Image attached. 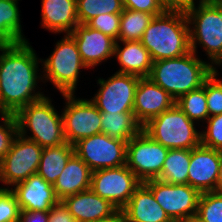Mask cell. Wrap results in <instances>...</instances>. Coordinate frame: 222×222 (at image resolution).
<instances>
[{
	"label": "cell",
	"instance_id": "cell-1",
	"mask_svg": "<svg viewBox=\"0 0 222 222\" xmlns=\"http://www.w3.org/2000/svg\"><path fill=\"white\" fill-rule=\"evenodd\" d=\"M28 41L0 47V114H16L44 97L36 92L39 58ZM35 89V90H34Z\"/></svg>",
	"mask_w": 222,
	"mask_h": 222
},
{
	"label": "cell",
	"instance_id": "cell-2",
	"mask_svg": "<svg viewBox=\"0 0 222 222\" xmlns=\"http://www.w3.org/2000/svg\"><path fill=\"white\" fill-rule=\"evenodd\" d=\"M140 42L152 61L181 57L191 51L185 12L164 11L154 16Z\"/></svg>",
	"mask_w": 222,
	"mask_h": 222
},
{
	"label": "cell",
	"instance_id": "cell-3",
	"mask_svg": "<svg viewBox=\"0 0 222 222\" xmlns=\"http://www.w3.org/2000/svg\"><path fill=\"white\" fill-rule=\"evenodd\" d=\"M212 66L190 51L181 57L153 61L148 78L177 101L182 95L201 87L212 74Z\"/></svg>",
	"mask_w": 222,
	"mask_h": 222
},
{
	"label": "cell",
	"instance_id": "cell-4",
	"mask_svg": "<svg viewBox=\"0 0 222 222\" xmlns=\"http://www.w3.org/2000/svg\"><path fill=\"white\" fill-rule=\"evenodd\" d=\"M51 102L44 96L15 114L18 134L43 148L66 143L62 115L58 114ZM27 130L32 132L31 136L26 135Z\"/></svg>",
	"mask_w": 222,
	"mask_h": 222
},
{
	"label": "cell",
	"instance_id": "cell-5",
	"mask_svg": "<svg viewBox=\"0 0 222 222\" xmlns=\"http://www.w3.org/2000/svg\"><path fill=\"white\" fill-rule=\"evenodd\" d=\"M143 131L154 141L168 149L191 150L201 144V132L185 113L175 104L151 119Z\"/></svg>",
	"mask_w": 222,
	"mask_h": 222
},
{
	"label": "cell",
	"instance_id": "cell-6",
	"mask_svg": "<svg viewBox=\"0 0 222 222\" xmlns=\"http://www.w3.org/2000/svg\"><path fill=\"white\" fill-rule=\"evenodd\" d=\"M189 26L190 48L197 53V43L202 44L211 65L222 59V6L214 2H199L186 12ZM191 25L192 28H191Z\"/></svg>",
	"mask_w": 222,
	"mask_h": 222
},
{
	"label": "cell",
	"instance_id": "cell-7",
	"mask_svg": "<svg viewBox=\"0 0 222 222\" xmlns=\"http://www.w3.org/2000/svg\"><path fill=\"white\" fill-rule=\"evenodd\" d=\"M43 62L44 80L50 82L61 94H75L79 71L87 68L79 54L76 41L70 34L56 43L52 54Z\"/></svg>",
	"mask_w": 222,
	"mask_h": 222
},
{
	"label": "cell",
	"instance_id": "cell-8",
	"mask_svg": "<svg viewBox=\"0 0 222 222\" xmlns=\"http://www.w3.org/2000/svg\"><path fill=\"white\" fill-rule=\"evenodd\" d=\"M74 153L93 171L126 165L127 141L104 133L85 137L73 144Z\"/></svg>",
	"mask_w": 222,
	"mask_h": 222
},
{
	"label": "cell",
	"instance_id": "cell-9",
	"mask_svg": "<svg viewBox=\"0 0 222 222\" xmlns=\"http://www.w3.org/2000/svg\"><path fill=\"white\" fill-rule=\"evenodd\" d=\"M43 147L20 134L14 138L9 152L0 161V181L15 186L38 171Z\"/></svg>",
	"mask_w": 222,
	"mask_h": 222
},
{
	"label": "cell",
	"instance_id": "cell-10",
	"mask_svg": "<svg viewBox=\"0 0 222 222\" xmlns=\"http://www.w3.org/2000/svg\"><path fill=\"white\" fill-rule=\"evenodd\" d=\"M168 151L142 130L127 142L126 165L142 183L158 179Z\"/></svg>",
	"mask_w": 222,
	"mask_h": 222
},
{
	"label": "cell",
	"instance_id": "cell-11",
	"mask_svg": "<svg viewBox=\"0 0 222 222\" xmlns=\"http://www.w3.org/2000/svg\"><path fill=\"white\" fill-rule=\"evenodd\" d=\"M172 221H184L197 214L200 192L188 184H169L158 179L143 183Z\"/></svg>",
	"mask_w": 222,
	"mask_h": 222
},
{
	"label": "cell",
	"instance_id": "cell-12",
	"mask_svg": "<svg viewBox=\"0 0 222 222\" xmlns=\"http://www.w3.org/2000/svg\"><path fill=\"white\" fill-rule=\"evenodd\" d=\"M62 96L67 101L61 114L67 143L73 145L82 138L101 133V112L91 100L77 99L74 94Z\"/></svg>",
	"mask_w": 222,
	"mask_h": 222
},
{
	"label": "cell",
	"instance_id": "cell-13",
	"mask_svg": "<svg viewBox=\"0 0 222 222\" xmlns=\"http://www.w3.org/2000/svg\"><path fill=\"white\" fill-rule=\"evenodd\" d=\"M141 183L127 165H124L93 171L90 189L110 201L118 210H122Z\"/></svg>",
	"mask_w": 222,
	"mask_h": 222
},
{
	"label": "cell",
	"instance_id": "cell-14",
	"mask_svg": "<svg viewBox=\"0 0 222 222\" xmlns=\"http://www.w3.org/2000/svg\"><path fill=\"white\" fill-rule=\"evenodd\" d=\"M140 77L115 73L107 80L98 79L99 91L90 99L101 113H133L135 91Z\"/></svg>",
	"mask_w": 222,
	"mask_h": 222
},
{
	"label": "cell",
	"instance_id": "cell-15",
	"mask_svg": "<svg viewBox=\"0 0 222 222\" xmlns=\"http://www.w3.org/2000/svg\"><path fill=\"white\" fill-rule=\"evenodd\" d=\"M175 104V99L150 78L139 79L135 91L133 113L142 126Z\"/></svg>",
	"mask_w": 222,
	"mask_h": 222
},
{
	"label": "cell",
	"instance_id": "cell-16",
	"mask_svg": "<svg viewBox=\"0 0 222 222\" xmlns=\"http://www.w3.org/2000/svg\"><path fill=\"white\" fill-rule=\"evenodd\" d=\"M222 151L203 146L191 149L187 184L200 193L215 189Z\"/></svg>",
	"mask_w": 222,
	"mask_h": 222
},
{
	"label": "cell",
	"instance_id": "cell-17",
	"mask_svg": "<svg viewBox=\"0 0 222 222\" xmlns=\"http://www.w3.org/2000/svg\"><path fill=\"white\" fill-rule=\"evenodd\" d=\"M87 68L97 66L114 56L116 41L87 24H78L70 33Z\"/></svg>",
	"mask_w": 222,
	"mask_h": 222
},
{
	"label": "cell",
	"instance_id": "cell-18",
	"mask_svg": "<svg viewBox=\"0 0 222 222\" xmlns=\"http://www.w3.org/2000/svg\"><path fill=\"white\" fill-rule=\"evenodd\" d=\"M20 210L49 211L59 199L54 187L37 173L11 188Z\"/></svg>",
	"mask_w": 222,
	"mask_h": 222
},
{
	"label": "cell",
	"instance_id": "cell-19",
	"mask_svg": "<svg viewBox=\"0 0 222 222\" xmlns=\"http://www.w3.org/2000/svg\"><path fill=\"white\" fill-rule=\"evenodd\" d=\"M64 204L77 222H94L113 216L118 208L91 189L65 197Z\"/></svg>",
	"mask_w": 222,
	"mask_h": 222
},
{
	"label": "cell",
	"instance_id": "cell-20",
	"mask_svg": "<svg viewBox=\"0 0 222 222\" xmlns=\"http://www.w3.org/2000/svg\"><path fill=\"white\" fill-rule=\"evenodd\" d=\"M122 212L125 222H172L143 183L134 191Z\"/></svg>",
	"mask_w": 222,
	"mask_h": 222
},
{
	"label": "cell",
	"instance_id": "cell-21",
	"mask_svg": "<svg viewBox=\"0 0 222 222\" xmlns=\"http://www.w3.org/2000/svg\"><path fill=\"white\" fill-rule=\"evenodd\" d=\"M42 27L70 34L79 24L76 0H42Z\"/></svg>",
	"mask_w": 222,
	"mask_h": 222
},
{
	"label": "cell",
	"instance_id": "cell-22",
	"mask_svg": "<svg viewBox=\"0 0 222 222\" xmlns=\"http://www.w3.org/2000/svg\"><path fill=\"white\" fill-rule=\"evenodd\" d=\"M91 175L92 170L74 153L53 184L57 198L63 200L67 196L89 190Z\"/></svg>",
	"mask_w": 222,
	"mask_h": 222
},
{
	"label": "cell",
	"instance_id": "cell-23",
	"mask_svg": "<svg viewBox=\"0 0 222 222\" xmlns=\"http://www.w3.org/2000/svg\"><path fill=\"white\" fill-rule=\"evenodd\" d=\"M118 41L115 43L114 56L117 58L121 68L117 73L132 74L140 78L149 77L153 61L149 51L140 41Z\"/></svg>",
	"mask_w": 222,
	"mask_h": 222
},
{
	"label": "cell",
	"instance_id": "cell-24",
	"mask_svg": "<svg viewBox=\"0 0 222 222\" xmlns=\"http://www.w3.org/2000/svg\"><path fill=\"white\" fill-rule=\"evenodd\" d=\"M73 154L74 147L67 142L58 146L44 147L37 174L53 185Z\"/></svg>",
	"mask_w": 222,
	"mask_h": 222
},
{
	"label": "cell",
	"instance_id": "cell-25",
	"mask_svg": "<svg viewBox=\"0 0 222 222\" xmlns=\"http://www.w3.org/2000/svg\"><path fill=\"white\" fill-rule=\"evenodd\" d=\"M101 120V133L127 142L143 130L134 113H101Z\"/></svg>",
	"mask_w": 222,
	"mask_h": 222
},
{
	"label": "cell",
	"instance_id": "cell-26",
	"mask_svg": "<svg viewBox=\"0 0 222 222\" xmlns=\"http://www.w3.org/2000/svg\"><path fill=\"white\" fill-rule=\"evenodd\" d=\"M18 0H0V44L13 45L28 41L23 37Z\"/></svg>",
	"mask_w": 222,
	"mask_h": 222
},
{
	"label": "cell",
	"instance_id": "cell-27",
	"mask_svg": "<svg viewBox=\"0 0 222 222\" xmlns=\"http://www.w3.org/2000/svg\"><path fill=\"white\" fill-rule=\"evenodd\" d=\"M191 150L169 149L158 180L169 184H187Z\"/></svg>",
	"mask_w": 222,
	"mask_h": 222
},
{
	"label": "cell",
	"instance_id": "cell-28",
	"mask_svg": "<svg viewBox=\"0 0 222 222\" xmlns=\"http://www.w3.org/2000/svg\"><path fill=\"white\" fill-rule=\"evenodd\" d=\"M147 12L125 9L121 13L119 41H140L145 29L153 19Z\"/></svg>",
	"mask_w": 222,
	"mask_h": 222
},
{
	"label": "cell",
	"instance_id": "cell-29",
	"mask_svg": "<svg viewBox=\"0 0 222 222\" xmlns=\"http://www.w3.org/2000/svg\"><path fill=\"white\" fill-rule=\"evenodd\" d=\"M79 24H87L101 14H121L122 0H76Z\"/></svg>",
	"mask_w": 222,
	"mask_h": 222
},
{
	"label": "cell",
	"instance_id": "cell-30",
	"mask_svg": "<svg viewBox=\"0 0 222 222\" xmlns=\"http://www.w3.org/2000/svg\"><path fill=\"white\" fill-rule=\"evenodd\" d=\"M176 105L190 120L194 122L206 121L209 118V114L205 94V81L201 87L182 95L176 101Z\"/></svg>",
	"mask_w": 222,
	"mask_h": 222
},
{
	"label": "cell",
	"instance_id": "cell-31",
	"mask_svg": "<svg viewBox=\"0 0 222 222\" xmlns=\"http://www.w3.org/2000/svg\"><path fill=\"white\" fill-rule=\"evenodd\" d=\"M196 216L204 222H222V195L213 191L201 193Z\"/></svg>",
	"mask_w": 222,
	"mask_h": 222
},
{
	"label": "cell",
	"instance_id": "cell-32",
	"mask_svg": "<svg viewBox=\"0 0 222 222\" xmlns=\"http://www.w3.org/2000/svg\"><path fill=\"white\" fill-rule=\"evenodd\" d=\"M216 67L212 66V74L205 80V94L209 117L222 114V82L217 79Z\"/></svg>",
	"mask_w": 222,
	"mask_h": 222
},
{
	"label": "cell",
	"instance_id": "cell-33",
	"mask_svg": "<svg viewBox=\"0 0 222 222\" xmlns=\"http://www.w3.org/2000/svg\"><path fill=\"white\" fill-rule=\"evenodd\" d=\"M206 130L201 132V144L222 151V114L209 117Z\"/></svg>",
	"mask_w": 222,
	"mask_h": 222
},
{
	"label": "cell",
	"instance_id": "cell-34",
	"mask_svg": "<svg viewBox=\"0 0 222 222\" xmlns=\"http://www.w3.org/2000/svg\"><path fill=\"white\" fill-rule=\"evenodd\" d=\"M20 208L9 187H0V222H19Z\"/></svg>",
	"mask_w": 222,
	"mask_h": 222
},
{
	"label": "cell",
	"instance_id": "cell-35",
	"mask_svg": "<svg viewBox=\"0 0 222 222\" xmlns=\"http://www.w3.org/2000/svg\"><path fill=\"white\" fill-rule=\"evenodd\" d=\"M0 161L9 152L11 144L18 134V124L14 114H0Z\"/></svg>",
	"mask_w": 222,
	"mask_h": 222
},
{
	"label": "cell",
	"instance_id": "cell-36",
	"mask_svg": "<svg viewBox=\"0 0 222 222\" xmlns=\"http://www.w3.org/2000/svg\"><path fill=\"white\" fill-rule=\"evenodd\" d=\"M121 14H101L91 19L87 25L113 38L116 42L119 37Z\"/></svg>",
	"mask_w": 222,
	"mask_h": 222
},
{
	"label": "cell",
	"instance_id": "cell-37",
	"mask_svg": "<svg viewBox=\"0 0 222 222\" xmlns=\"http://www.w3.org/2000/svg\"><path fill=\"white\" fill-rule=\"evenodd\" d=\"M122 3L125 9L147 12L153 16L160 15L165 11L160 0H122Z\"/></svg>",
	"mask_w": 222,
	"mask_h": 222
},
{
	"label": "cell",
	"instance_id": "cell-38",
	"mask_svg": "<svg viewBox=\"0 0 222 222\" xmlns=\"http://www.w3.org/2000/svg\"><path fill=\"white\" fill-rule=\"evenodd\" d=\"M48 222H77L74 216L69 212L68 207L62 200H59L49 210Z\"/></svg>",
	"mask_w": 222,
	"mask_h": 222
},
{
	"label": "cell",
	"instance_id": "cell-39",
	"mask_svg": "<svg viewBox=\"0 0 222 222\" xmlns=\"http://www.w3.org/2000/svg\"><path fill=\"white\" fill-rule=\"evenodd\" d=\"M165 11L187 12L196 5L194 0H160Z\"/></svg>",
	"mask_w": 222,
	"mask_h": 222
},
{
	"label": "cell",
	"instance_id": "cell-40",
	"mask_svg": "<svg viewBox=\"0 0 222 222\" xmlns=\"http://www.w3.org/2000/svg\"><path fill=\"white\" fill-rule=\"evenodd\" d=\"M49 211L20 210L19 222H48Z\"/></svg>",
	"mask_w": 222,
	"mask_h": 222
},
{
	"label": "cell",
	"instance_id": "cell-41",
	"mask_svg": "<svg viewBox=\"0 0 222 222\" xmlns=\"http://www.w3.org/2000/svg\"><path fill=\"white\" fill-rule=\"evenodd\" d=\"M94 222H125V217L122 210H118L113 216Z\"/></svg>",
	"mask_w": 222,
	"mask_h": 222
},
{
	"label": "cell",
	"instance_id": "cell-42",
	"mask_svg": "<svg viewBox=\"0 0 222 222\" xmlns=\"http://www.w3.org/2000/svg\"><path fill=\"white\" fill-rule=\"evenodd\" d=\"M213 192L222 195V154H221V159H220L218 178H217L216 186Z\"/></svg>",
	"mask_w": 222,
	"mask_h": 222
},
{
	"label": "cell",
	"instance_id": "cell-43",
	"mask_svg": "<svg viewBox=\"0 0 222 222\" xmlns=\"http://www.w3.org/2000/svg\"><path fill=\"white\" fill-rule=\"evenodd\" d=\"M182 222H204L202 221L199 217L195 216H191L188 219L182 221Z\"/></svg>",
	"mask_w": 222,
	"mask_h": 222
},
{
	"label": "cell",
	"instance_id": "cell-44",
	"mask_svg": "<svg viewBox=\"0 0 222 222\" xmlns=\"http://www.w3.org/2000/svg\"><path fill=\"white\" fill-rule=\"evenodd\" d=\"M215 4L221 5L222 6V0H214L213 1Z\"/></svg>",
	"mask_w": 222,
	"mask_h": 222
},
{
	"label": "cell",
	"instance_id": "cell-45",
	"mask_svg": "<svg viewBox=\"0 0 222 222\" xmlns=\"http://www.w3.org/2000/svg\"><path fill=\"white\" fill-rule=\"evenodd\" d=\"M216 65H222V59H220V60H218L216 63H215ZM222 82V81H221Z\"/></svg>",
	"mask_w": 222,
	"mask_h": 222
},
{
	"label": "cell",
	"instance_id": "cell-46",
	"mask_svg": "<svg viewBox=\"0 0 222 222\" xmlns=\"http://www.w3.org/2000/svg\"><path fill=\"white\" fill-rule=\"evenodd\" d=\"M214 0H199V2H213Z\"/></svg>",
	"mask_w": 222,
	"mask_h": 222
}]
</instances>
